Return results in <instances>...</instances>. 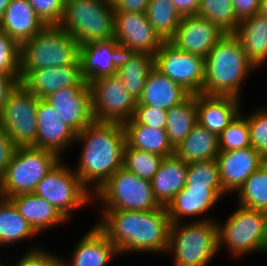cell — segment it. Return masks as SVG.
<instances>
[{
    "mask_svg": "<svg viewBox=\"0 0 267 266\" xmlns=\"http://www.w3.org/2000/svg\"><path fill=\"white\" fill-rule=\"evenodd\" d=\"M182 17L196 15L200 0H171Z\"/></svg>",
    "mask_w": 267,
    "mask_h": 266,
    "instance_id": "49",
    "label": "cell"
},
{
    "mask_svg": "<svg viewBox=\"0 0 267 266\" xmlns=\"http://www.w3.org/2000/svg\"><path fill=\"white\" fill-rule=\"evenodd\" d=\"M36 118L38 129L33 147L51 151L61 159L64 150L75 142L76 133L45 99L38 100Z\"/></svg>",
    "mask_w": 267,
    "mask_h": 266,
    "instance_id": "18",
    "label": "cell"
},
{
    "mask_svg": "<svg viewBox=\"0 0 267 266\" xmlns=\"http://www.w3.org/2000/svg\"><path fill=\"white\" fill-rule=\"evenodd\" d=\"M259 14L267 18V0H260Z\"/></svg>",
    "mask_w": 267,
    "mask_h": 266,
    "instance_id": "50",
    "label": "cell"
},
{
    "mask_svg": "<svg viewBox=\"0 0 267 266\" xmlns=\"http://www.w3.org/2000/svg\"><path fill=\"white\" fill-rule=\"evenodd\" d=\"M184 223H172L170 227L167 253L174 256L173 266H206L219 253L216 220Z\"/></svg>",
    "mask_w": 267,
    "mask_h": 266,
    "instance_id": "5",
    "label": "cell"
},
{
    "mask_svg": "<svg viewBox=\"0 0 267 266\" xmlns=\"http://www.w3.org/2000/svg\"><path fill=\"white\" fill-rule=\"evenodd\" d=\"M255 68L237 37L225 33L205 58L203 94L240 99L242 84Z\"/></svg>",
    "mask_w": 267,
    "mask_h": 266,
    "instance_id": "3",
    "label": "cell"
},
{
    "mask_svg": "<svg viewBox=\"0 0 267 266\" xmlns=\"http://www.w3.org/2000/svg\"><path fill=\"white\" fill-rule=\"evenodd\" d=\"M233 34L254 66L258 68L264 65L267 61V18L258 13L243 19Z\"/></svg>",
    "mask_w": 267,
    "mask_h": 266,
    "instance_id": "28",
    "label": "cell"
},
{
    "mask_svg": "<svg viewBox=\"0 0 267 266\" xmlns=\"http://www.w3.org/2000/svg\"><path fill=\"white\" fill-rule=\"evenodd\" d=\"M153 68V55L123 50L116 75L121 79L128 93L138 100L143 92L146 78Z\"/></svg>",
    "mask_w": 267,
    "mask_h": 266,
    "instance_id": "29",
    "label": "cell"
},
{
    "mask_svg": "<svg viewBox=\"0 0 267 266\" xmlns=\"http://www.w3.org/2000/svg\"><path fill=\"white\" fill-rule=\"evenodd\" d=\"M196 15L208 19L225 33H234L239 23L232 0H200Z\"/></svg>",
    "mask_w": 267,
    "mask_h": 266,
    "instance_id": "36",
    "label": "cell"
},
{
    "mask_svg": "<svg viewBox=\"0 0 267 266\" xmlns=\"http://www.w3.org/2000/svg\"><path fill=\"white\" fill-rule=\"evenodd\" d=\"M190 94L155 67L146 78L136 105H147L169 110L183 102Z\"/></svg>",
    "mask_w": 267,
    "mask_h": 266,
    "instance_id": "26",
    "label": "cell"
},
{
    "mask_svg": "<svg viewBox=\"0 0 267 266\" xmlns=\"http://www.w3.org/2000/svg\"><path fill=\"white\" fill-rule=\"evenodd\" d=\"M68 167L60 159L38 183L33 193L51 203L69 221L72 212L91 203L94 196L73 169Z\"/></svg>",
    "mask_w": 267,
    "mask_h": 266,
    "instance_id": "10",
    "label": "cell"
},
{
    "mask_svg": "<svg viewBox=\"0 0 267 266\" xmlns=\"http://www.w3.org/2000/svg\"><path fill=\"white\" fill-rule=\"evenodd\" d=\"M219 152L218 136L198 122L184 140L174 148V155L187 164L216 159Z\"/></svg>",
    "mask_w": 267,
    "mask_h": 266,
    "instance_id": "30",
    "label": "cell"
},
{
    "mask_svg": "<svg viewBox=\"0 0 267 266\" xmlns=\"http://www.w3.org/2000/svg\"><path fill=\"white\" fill-rule=\"evenodd\" d=\"M188 164L175 155L163 158L157 173L151 179L155 199L161 206L167 204L185 186Z\"/></svg>",
    "mask_w": 267,
    "mask_h": 266,
    "instance_id": "27",
    "label": "cell"
},
{
    "mask_svg": "<svg viewBox=\"0 0 267 266\" xmlns=\"http://www.w3.org/2000/svg\"><path fill=\"white\" fill-rule=\"evenodd\" d=\"M20 83V75H4L0 73V115L8 96L14 88Z\"/></svg>",
    "mask_w": 267,
    "mask_h": 266,
    "instance_id": "47",
    "label": "cell"
},
{
    "mask_svg": "<svg viewBox=\"0 0 267 266\" xmlns=\"http://www.w3.org/2000/svg\"><path fill=\"white\" fill-rule=\"evenodd\" d=\"M146 16L165 41L174 35L182 20V16L171 0H150Z\"/></svg>",
    "mask_w": 267,
    "mask_h": 266,
    "instance_id": "35",
    "label": "cell"
},
{
    "mask_svg": "<svg viewBox=\"0 0 267 266\" xmlns=\"http://www.w3.org/2000/svg\"><path fill=\"white\" fill-rule=\"evenodd\" d=\"M37 16L48 25H59L64 11V0H27Z\"/></svg>",
    "mask_w": 267,
    "mask_h": 266,
    "instance_id": "43",
    "label": "cell"
},
{
    "mask_svg": "<svg viewBox=\"0 0 267 266\" xmlns=\"http://www.w3.org/2000/svg\"><path fill=\"white\" fill-rule=\"evenodd\" d=\"M76 134L95 121L92 93L85 80L80 86L64 87L45 98Z\"/></svg>",
    "mask_w": 267,
    "mask_h": 266,
    "instance_id": "15",
    "label": "cell"
},
{
    "mask_svg": "<svg viewBox=\"0 0 267 266\" xmlns=\"http://www.w3.org/2000/svg\"><path fill=\"white\" fill-rule=\"evenodd\" d=\"M35 235L38 233L18 212L13 202L0 197V247L17 244Z\"/></svg>",
    "mask_w": 267,
    "mask_h": 266,
    "instance_id": "32",
    "label": "cell"
},
{
    "mask_svg": "<svg viewBox=\"0 0 267 266\" xmlns=\"http://www.w3.org/2000/svg\"><path fill=\"white\" fill-rule=\"evenodd\" d=\"M113 38L124 51L154 54L166 42L149 22L146 13L115 11Z\"/></svg>",
    "mask_w": 267,
    "mask_h": 266,
    "instance_id": "14",
    "label": "cell"
},
{
    "mask_svg": "<svg viewBox=\"0 0 267 266\" xmlns=\"http://www.w3.org/2000/svg\"><path fill=\"white\" fill-rule=\"evenodd\" d=\"M223 191L234 193L266 160L251 146L233 151H220L216 158Z\"/></svg>",
    "mask_w": 267,
    "mask_h": 266,
    "instance_id": "20",
    "label": "cell"
},
{
    "mask_svg": "<svg viewBox=\"0 0 267 266\" xmlns=\"http://www.w3.org/2000/svg\"><path fill=\"white\" fill-rule=\"evenodd\" d=\"M224 195L227 194L223 187L185 185L166 206L169 219L171 223H181L186 217L198 219L201 215L198 221L210 220L202 215L211 210Z\"/></svg>",
    "mask_w": 267,
    "mask_h": 266,
    "instance_id": "17",
    "label": "cell"
},
{
    "mask_svg": "<svg viewBox=\"0 0 267 266\" xmlns=\"http://www.w3.org/2000/svg\"><path fill=\"white\" fill-rule=\"evenodd\" d=\"M163 158L154 153L125 147L123 167L138 177L151 181Z\"/></svg>",
    "mask_w": 267,
    "mask_h": 266,
    "instance_id": "37",
    "label": "cell"
},
{
    "mask_svg": "<svg viewBox=\"0 0 267 266\" xmlns=\"http://www.w3.org/2000/svg\"><path fill=\"white\" fill-rule=\"evenodd\" d=\"M237 207L224 224L217 222L219 248L224 245L236 258L253 252L267 253V212Z\"/></svg>",
    "mask_w": 267,
    "mask_h": 266,
    "instance_id": "7",
    "label": "cell"
},
{
    "mask_svg": "<svg viewBox=\"0 0 267 266\" xmlns=\"http://www.w3.org/2000/svg\"><path fill=\"white\" fill-rule=\"evenodd\" d=\"M0 266H8V265L5 264L4 262L2 263V262L0 261Z\"/></svg>",
    "mask_w": 267,
    "mask_h": 266,
    "instance_id": "52",
    "label": "cell"
},
{
    "mask_svg": "<svg viewBox=\"0 0 267 266\" xmlns=\"http://www.w3.org/2000/svg\"><path fill=\"white\" fill-rule=\"evenodd\" d=\"M80 44L58 25L45 26L20 45V70L81 65Z\"/></svg>",
    "mask_w": 267,
    "mask_h": 266,
    "instance_id": "4",
    "label": "cell"
},
{
    "mask_svg": "<svg viewBox=\"0 0 267 266\" xmlns=\"http://www.w3.org/2000/svg\"><path fill=\"white\" fill-rule=\"evenodd\" d=\"M239 100L229 96L196 95L197 122L218 136L242 111Z\"/></svg>",
    "mask_w": 267,
    "mask_h": 266,
    "instance_id": "22",
    "label": "cell"
},
{
    "mask_svg": "<svg viewBox=\"0 0 267 266\" xmlns=\"http://www.w3.org/2000/svg\"><path fill=\"white\" fill-rule=\"evenodd\" d=\"M114 9L111 0H64L58 26L80 45L113 39Z\"/></svg>",
    "mask_w": 267,
    "mask_h": 266,
    "instance_id": "6",
    "label": "cell"
},
{
    "mask_svg": "<svg viewBox=\"0 0 267 266\" xmlns=\"http://www.w3.org/2000/svg\"><path fill=\"white\" fill-rule=\"evenodd\" d=\"M126 123H138L154 129L165 130L167 110L147 105H136L132 118Z\"/></svg>",
    "mask_w": 267,
    "mask_h": 266,
    "instance_id": "42",
    "label": "cell"
},
{
    "mask_svg": "<svg viewBox=\"0 0 267 266\" xmlns=\"http://www.w3.org/2000/svg\"><path fill=\"white\" fill-rule=\"evenodd\" d=\"M125 147L154 153L164 158L174 155L164 129H154L138 123H124Z\"/></svg>",
    "mask_w": 267,
    "mask_h": 266,
    "instance_id": "31",
    "label": "cell"
},
{
    "mask_svg": "<svg viewBox=\"0 0 267 266\" xmlns=\"http://www.w3.org/2000/svg\"><path fill=\"white\" fill-rule=\"evenodd\" d=\"M89 86L95 121L124 124L132 118L137 99L117 75L98 77Z\"/></svg>",
    "mask_w": 267,
    "mask_h": 266,
    "instance_id": "12",
    "label": "cell"
},
{
    "mask_svg": "<svg viewBox=\"0 0 267 266\" xmlns=\"http://www.w3.org/2000/svg\"><path fill=\"white\" fill-rule=\"evenodd\" d=\"M59 160L55 153L48 150L16 148L0 181V196L9 199L18 194L33 193L38 183Z\"/></svg>",
    "mask_w": 267,
    "mask_h": 266,
    "instance_id": "8",
    "label": "cell"
},
{
    "mask_svg": "<svg viewBox=\"0 0 267 266\" xmlns=\"http://www.w3.org/2000/svg\"><path fill=\"white\" fill-rule=\"evenodd\" d=\"M185 185L222 187L216 159L189 163Z\"/></svg>",
    "mask_w": 267,
    "mask_h": 266,
    "instance_id": "39",
    "label": "cell"
},
{
    "mask_svg": "<svg viewBox=\"0 0 267 266\" xmlns=\"http://www.w3.org/2000/svg\"><path fill=\"white\" fill-rule=\"evenodd\" d=\"M38 98L19 83L8 96L0 115V127L14 145L33 147L37 137Z\"/></svg>",
    "mask_w": 267,
    "mask_h": 266,
    "instance_id": "11",
    "label": "cell"
},
{
    "mask_svg": "<svg viewBox=\"0 0 267 266\" xmlns=\"http://www.w3.org/2000/svg\"><path fill=\"white\" fill-rule=\"evenodd\" d=\"M59 257L46 249L35 247L22 255L14 266H62V259Z\"/></svg>",
    "mask_w": 267,
    "mask_h": 266,
    "instance_id": "44",
    "label": "cell"
},
{
    "mask_svg": "<svg viewBox=\"0 0 267 266\" xmlns=\"http://www.w3.org/2000/svg\"><path fill=\"white\" fill-rule=\"evenodd\" d=\"M16 148L4 129L0 127V181L6 173Z\"/></svg>",
    "mask_w": 267,
    "mask_h": 266,
    "instance_id": "45",
    "label": "cell"
},
{
    "mask_svg": "<svg viewBox=\"0 0 267 266\" xmlns=\"http://www.w3.org/2000/svg\"><path fill=\"white\" fill-rule=\"evenodd\" d=\"M11 0H0V20L3 17L5 9L10 4Z\"/></svg>",
    "mask_w": 267,
    "mask_h": 266,
    "instance_id": "51",
    "label": "cell"
},
{
    "mask_svg": "<svg viewBox=\"0 0 267 266\" xmlns=\"http://www.w3.org/2000/svg\"><path fill=\"white\" fill-rule=\"evenodd\" d=\"M93 226L75 245L71 262L62 259V266H107L112 258L120 255L107 236Z\"/></svg>",
    "mask_w": 267,
    "mask_h": 266,
    "instance_id": "23",
    "label": "cell"
},
{
    "mask_svg": "<svg viewBox=\"0 0 267 266\" xmlns=\"http://www.w3.org/2000/svg\"><path fill=\"white\" fill-rule=\"evenodd\" d=\"M96 226L119 254L168 251L171 220L161 206L151 211L101 210Z\"/></svg>",
    "mask_w": 267,
    "mask_h": 266,
    "instance_id": "1",
    "label": "cell"
},
{
    "mask_svg": "<svg viewBox=\"0 0 267 266\" xmlns=\"http://www.w3.org/2000/svg\"><path fill=\"white\" fill-rule=\"evenodd\" d=\"M232 3L239 21L259 13L260 0H232Z\"/></svg>",
    "mask_w": 267,
    "mask_h": 266,
    "instance_id": "46",
    "label": "cell"
},
{
    "mask_svg": "<svg viewBox=\"0 0 267 266\" xmlns=\"http://www.w3.org/2000/svg\"><path fill=\"white\" fill-rule=\"evenodd\" d=\"M154 67L190 95L203 93L204 57L180 51L166 41L154 54Z\"/></svg>",
    "mask_w": 267,
    "mask_h": 266,
    "instance_id": "13",
    "label": "cell"
},
{
    "mask_svg": "<svg viewBox=\"0 0 267 266\" xmlns=\"http://www.w3.org/2000/svg\"><path fill=\"white\" fill-rule=\"evenodd\" d=\"M122 47L116 39L80 45V63L82 77L90 81L117 74Z\"/></svg>",
    "mask_w": 267,
    "mask_h": 266,
    "instance_id": "21",
    "label": "cell"
},
{
    "mask_svg": "<svg viewBox=\"0 0 267 266\" xmlns=\"http://www.w3.org/2000/svg\"><path fill=\"white\" fill-rule=\"evenodd\" d=\"M93 196L100 201L103 210L151 211L161 207L154 197L151 182L124 167L111 175Z\"/></svg>",
    "mask_w": 267,
    "mask_h": 266,
    "instance_id": "9",
    "label": "cell"
},
{
    "mask_svg": "<svg viewBox=\"0 0 267 266\" xmlns=\"http://www.w3.org/2000/svg\"><path fill=\"white\" fill-rule=\"evenodd\" d=\"M246 116L251 146L267 161V108H257Z\"/></svg>",
    "mask_w": 267,
    "mask_h": 266,
    "instance_id": "40",
    "label": "cell"
},
{
    "mask_svg": "<svg viewBox=\"0 0 267 266\" xmlns=\"http://www.w3.org/2000/svg\"><path fill=\"white\" fill-rule=\"evenodd\" d=\"M9 199L38 234L68 222L56 207L34 193L18 194Z\"/></svg>",
    "mask_w": 267,
    "mask_h": 266,
    "instance_id": "25",
    "label": "cell"
},
{
    "mask_svg": "<svg viewBox=\"0 0 267 266\" xmlns=\"http://www.w3.org/2000/svg\"><path fill=\"white\" fill-rule=\"evenodd\" d=\"M150 0H111L114 11L146 13Z\"/></svg>",
    "mask_w": 267,
    "mask_h": 266,
    "instance_id": "48",
    "label": "cell"
},
{
    "mask_svg": "<svg viewBox=\"0 0 267 266\" xmlns=\"http://www.w3.org/2000/svg\"><path fill=\"white\" fill-rule=\"evenodd\" d=\"M45 26L27 0H11L0 20V30L19 46L32 39Z\"/></svg>",
    "mask_w": 267,
    "mask_h": 266,
    "instance_id": "24",
    "label": "cell"
},
{
    "mask_svg": "<svg viewBox=\"0 0 267 266\" xmlns=\"http://www.w3.org/2000/svg\"><path fill=\"white\" fill-rule=\"evenodd\" d=\"M83 144L74 172L94 195L118 169L123 168L125 132L123 124L94 121L76 134ZM92 184V189L87 186Z\"/></svg>",
    "mask_w": 267,
    "mask_h": 266,
    "instance_id": "2",
    "label": "cell"
},
{
    "mask_svg": "<svg viewBox=\"0 0 267 266\" xmlns=\"http://www.w3.org/2000/svg\"><path fill=\"white\" fill-rule=\"evenodd\" d=\"M218 145L220 151H233L251 147L247 116H244L242 111L218 135Z\"/></svg>",
    "mask_w": 267,
    "mask_h": 266,
    "instance_id": "38",
    "label": "cell"
},
{
    "mask_svg": "<svg viewBox=\"0 0 267 266\" xmlns=\"http://www.w3.org/2000/svg\"><path fill=\"white\" fill-rule=\"evenodd\" d=\"M196 95L167 110L165 131L173 148H176L197 123Z\"/></svg>",
    "mask_w": 267,
    "mask_h": 266,
    "instance_id": "33",
    "label": "cell"
},
{
    "mask_svg": "<svg viewBox=\"0 0 267 266\" xmlns=\"http://www.w3.org/2000/svg\"><path fill=\"white\" fill-rule=\"evenodd\" d=\"M225 35L217 25L197 15L184 16L168 40L180 51L207 57L214 45Z\"/></svg>",
    "mask_w": 267,
    "mask_h": 266,
    "instance_id": "16",
    "label": "cell"
},
{
    "mask_svg": "<svg viewBox=\"0 0 267 266\" xmlns=\"http://www.w3.org/2000/svg\"><path fill=\"white\" fill-rule=\"evenodd\" d=\"M0 73L20 75V46L0 30Z\"/></svg>",
    "mask_w": 267,
    "mask_h": 266,
    "instance_id": "41",
    "label": "cell"
},
{
    "mask_svg": "<svg viewBox=\"0 0 267 266\" xmlns=\"http://www.w3.org/2000/svg\"><path fill=\"white\" fill-rule=\"evenodd\" d=\"M84 81L81 65L20 70V83L38 99H45L64 87L80 86Z\"/></svg>",
    "mask_w": 267,
    "mask_h": 266,
    "instance_id": "19",
    "label": "cell"
},
{
    "mask_svg": "<svg viewBox=\"0 0 267 266\" xmlns=\"http://www.w3.org/2000/svg\"><path fill=\"white\" fill-rule=\"evenodd\" d=\"M237 205L267 212V161L236 192Z\"/></svg>",
    "mask_w": 267,
    "mask_h": 266,
    "instance_id": "34",
    "label": "cell"
}]
</instances>
